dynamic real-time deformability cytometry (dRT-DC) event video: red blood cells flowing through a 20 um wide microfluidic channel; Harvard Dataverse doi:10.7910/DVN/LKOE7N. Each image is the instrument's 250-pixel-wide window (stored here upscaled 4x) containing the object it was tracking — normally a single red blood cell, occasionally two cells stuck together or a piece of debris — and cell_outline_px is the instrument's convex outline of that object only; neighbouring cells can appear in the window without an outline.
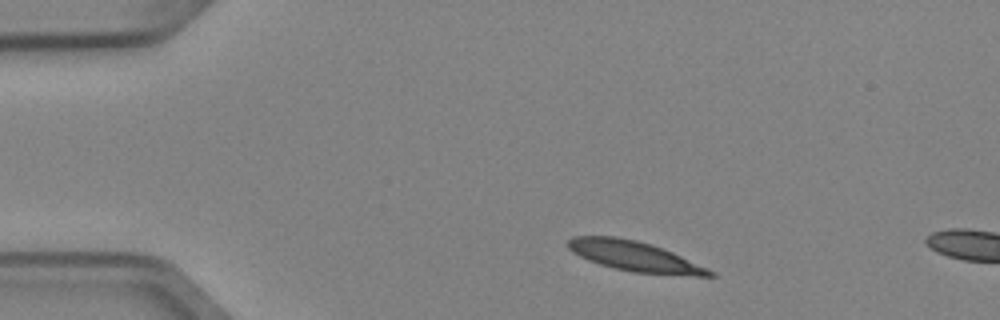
{"species": "Egyptian fruit bat (a non-hibernating species)", "species_latin": "Rousettus aegyptiacus", "temperature_condition": "cold", "stored_images_in_passage": 3, "camera_frame_rate_fps": 3000, "um_per_image_px": 0.085, "animal": {"sex": "female"}, "frame": {"image": 1, "passage_image": 1, "time_ms": 0.0, "image_size_px": [1000, 320], "cell_outline_px": [[716, 276], [696, 276], [632, 272], [612, 268], [588, 260], [572, 252], [568, 248], [568, 240], [572, 236], [616, 236], [636, 240], [652, 244], [672, 252], [708, 268], [716, 272]], "centroid_in_image_um": [53.94, 21.78], "position_along_channel_um": 31.1, "area_um2": 24.85}}